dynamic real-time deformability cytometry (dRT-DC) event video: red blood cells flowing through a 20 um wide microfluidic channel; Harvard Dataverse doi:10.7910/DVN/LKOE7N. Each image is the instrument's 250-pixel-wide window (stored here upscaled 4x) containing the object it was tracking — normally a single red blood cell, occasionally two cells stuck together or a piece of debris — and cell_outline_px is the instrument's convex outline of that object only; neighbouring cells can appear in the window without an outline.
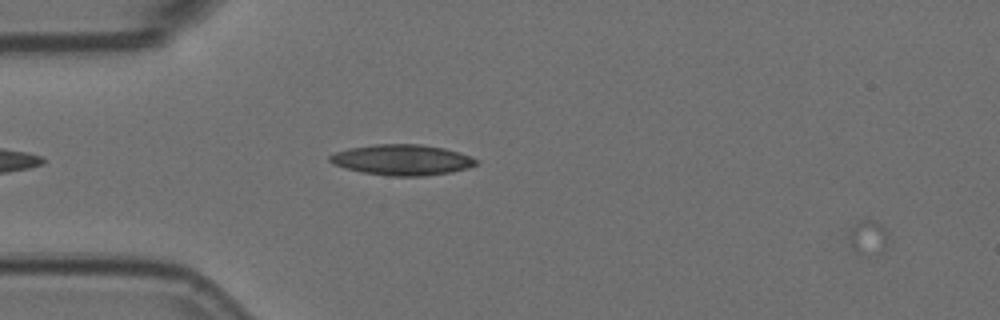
{"species": "Egyptian fruit bat (a non-hibernating species)", "species_latin": "Rousettus aegyptiacus", "temperature_condition": "room temperature", "stored_images_in_passage": 4, "camera_frame_rate_fps": 3000, "um_per_image_px": 0.085, "animal": {"sex": "female"}, "frame": {"image": 1, "passage_image": 4, "time_ms": 1.0, "image_size_px": [1000, 320], "cell_outline_px": [[480, 164], [468, 168], [452, 172], [424, 176], [392, 176], [364, 172], [344, 168], [332, 164], [328, 160], [328, 156], [336, 152], [348, 148], [376, 144], [420, 144], [444, 148], [460, 152], [480, 160]], "centroid_in_image_um": [34.21, 13.59], "position_along_channel_um": 50.8, "area_um2": 26.36}}